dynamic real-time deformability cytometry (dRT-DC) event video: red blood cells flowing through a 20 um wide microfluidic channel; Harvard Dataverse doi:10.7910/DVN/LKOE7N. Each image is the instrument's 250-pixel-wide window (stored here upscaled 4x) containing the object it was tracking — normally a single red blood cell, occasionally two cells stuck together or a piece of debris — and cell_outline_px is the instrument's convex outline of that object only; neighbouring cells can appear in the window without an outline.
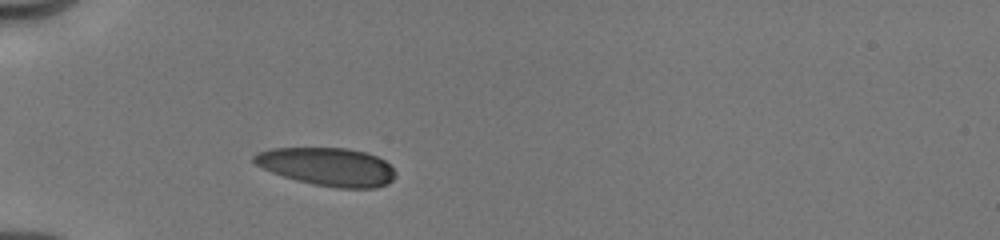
{"species": "human", "species_latin": "Homo sapiens", "temperature_condition": "cold", "stored_images_in_passage": 47, "camera_frame_rate_fps": 3000, "um_per_image_px": 0.085, "donor": {"sex": "male"}, "frame": {"image": 1, "passage_image": 1, "time_ms": 0.0, "image_size_px": [1000, 240], "cell_outline_px": [[396, 176], [388, 184], [376, 188], [336, 188], [312, 184], [296, 180], [272, 172], [256, 164], [252, 160], [252, 156], [256, 152], [268, 148], [348, 148], [364, 152], [376, 156], [384, 160], [396, 172]], "centroid_in_image_um": [27.83, 14.17], "position_along_channel_um": 57.2, "area_um2": 31.56}}
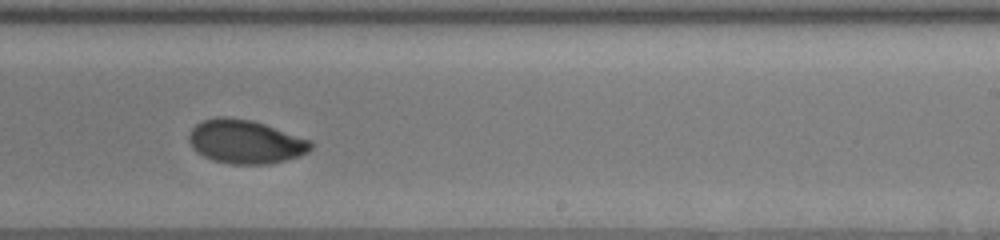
{"frame": {"image": 2, "passage_image": 23, "time_ms": 5.667, "image_size_px": [1000, 240], "cell_outline_px": [[312, 148], [308, 152], [300, 156], [268, 164], [232, 164], [212, 160], [196, 152], [192, 148], [188, 140], [188, 136], [192, 128], [196, 124], [204, 120], [216, 116], [224, 116], [252, 120], [312, 140]], "centroid_in_image_um": [20.85, 12.04], "position_along_channel_um": 268.2, "area_um2": 31.15}}
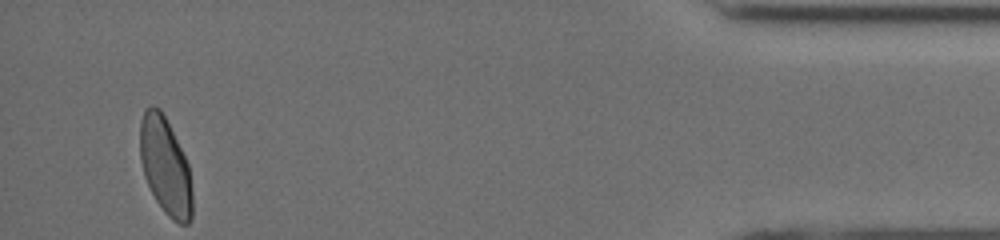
{"frame": {"image": 3, "passage_image": 43, "time_ms": 11.0, "image_size_px": [1000, 240], "cell_outline_px": [[192, 220], [188, 224], [180, 224], [172, 220], [164, 212], [156, 200], [144, 176], [140, 160], [140, 120], [144, 108], [148, 104], [152, 104], [160, 108], [188, 164], [192, 192]], "centroid_in_image_um": [14.04, 14.12], "position_along_channel_um": 421.2, "area_um2": 29.59}, "authors_computed_cell_mechanics": {"area_um2": 30.7496, "velocity_mm_per_s": 4.0031, "shape_relaxation_time_tau1_ms": 5.0056, "shape_relaxation_time_tau2_ms": 2.3724, "deformation_change_tau1": 0.1444, "deformation_change_tau2": 0.0435}}